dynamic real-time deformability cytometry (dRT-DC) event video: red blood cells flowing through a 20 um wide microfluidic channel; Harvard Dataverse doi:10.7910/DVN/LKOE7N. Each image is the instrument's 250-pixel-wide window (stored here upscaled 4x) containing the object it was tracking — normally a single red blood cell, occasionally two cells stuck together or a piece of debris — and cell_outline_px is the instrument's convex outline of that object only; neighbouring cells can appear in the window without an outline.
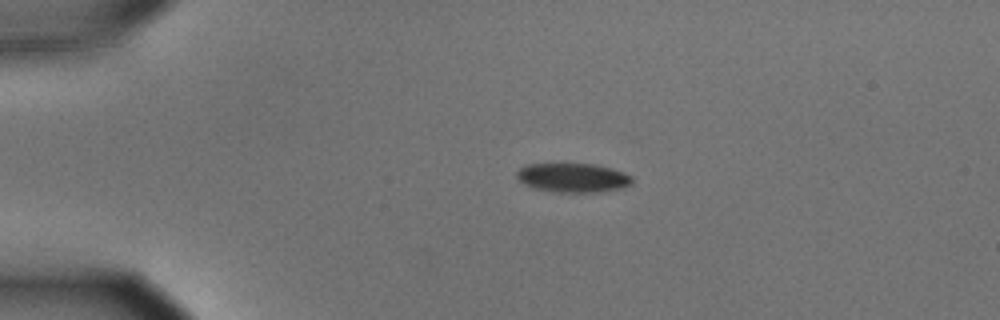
{"species": "common noctule bat (a hibernating species)", "species_latin": "Nyctalus noctula", "temperature_condition": "cold", "stored_images_in_passage": 45, "camera_frame_rate_fps": 3000, "um_per_image_px": 0.085, "animal": {"sex": "male", "body_mass_g": 15.6}, "frame": {"image": 1, "passage_image": 1, "time_ms": 0.0, "image_size_px": [1000, 320], "cell_outline_px": [[632, 184], [624, 188], [604, 192], [556, 192], [536, 188], [524, 184], [516, 176], [516, 172], [520, 168], [528, 164], [596, 164], [612, 168], [624, 172], [632, 176]], "centroid_in_image_um": [48.76, 15.11], "position_along_channel_um": 36.2, "area_um2": 19.71}}
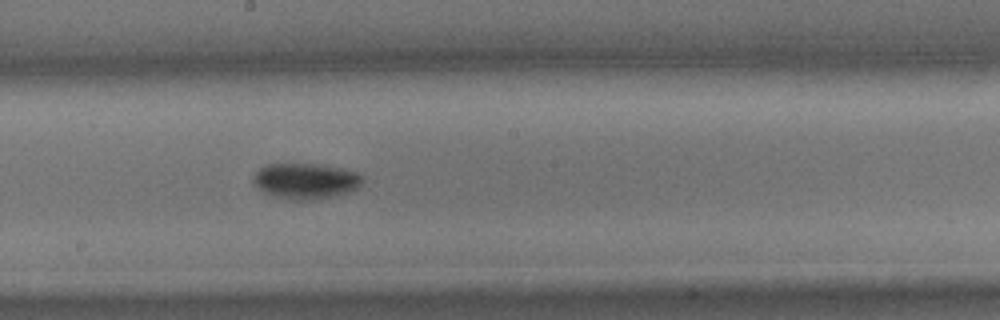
{"frame": {"image": 2, "passage_image": 20, "time_ms": 6.333, "image_size_px": [1000, 320], "cell_outline_px": [[364, 180], [356, 188], [348, 192], [336, 196], [316, 200], [292, 200], [272, 196], [264, 192], [252, 180], [252, 176], [264, 164], [316, 164], [344, 168], [356, 172]], "centroid_in_image_um": [25.97, 15.39], "position_along_channel_um": 222.2, "area_um2": 22.83}}
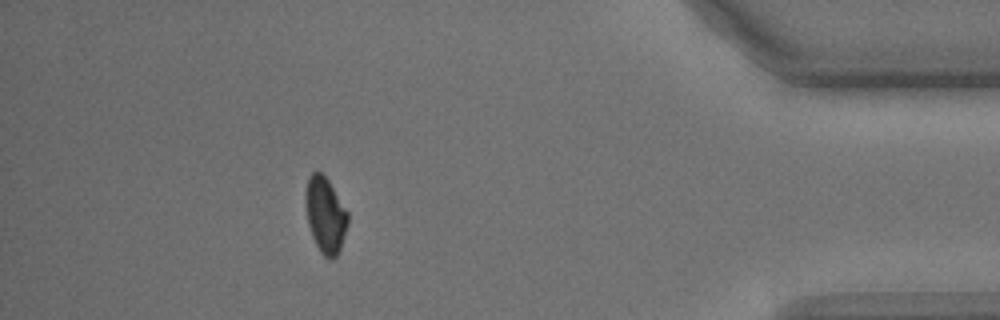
{"frame": {"image": 3, "passage_image": 39, "time_ms": 12.667, "image_size_px": [1000, 320], "cell_outline_px": [[348, 224], [340, 252], [336, 256], [328, 260], [320, 252], [312, 236], [308, 224], [304, 200], [304, 196], [308, 176], [316, 168], [328, 180], [348, 212]], "centroid_in_image_um": [27.64, 18.27], "position_along_channel_um": 407.6, "area_um2": 18.96}, "authors_computed_cell_mechanics": {"area_um2": 20.7502, "velocity_mm_per_s": 3.6068, "shape_relaxation_time_tau1_ms": 2.775, "shape_relaxation_time_tau2_ms": null, "deformation_change_tau1": 0.1094, "deformation_change_tau2": null}}